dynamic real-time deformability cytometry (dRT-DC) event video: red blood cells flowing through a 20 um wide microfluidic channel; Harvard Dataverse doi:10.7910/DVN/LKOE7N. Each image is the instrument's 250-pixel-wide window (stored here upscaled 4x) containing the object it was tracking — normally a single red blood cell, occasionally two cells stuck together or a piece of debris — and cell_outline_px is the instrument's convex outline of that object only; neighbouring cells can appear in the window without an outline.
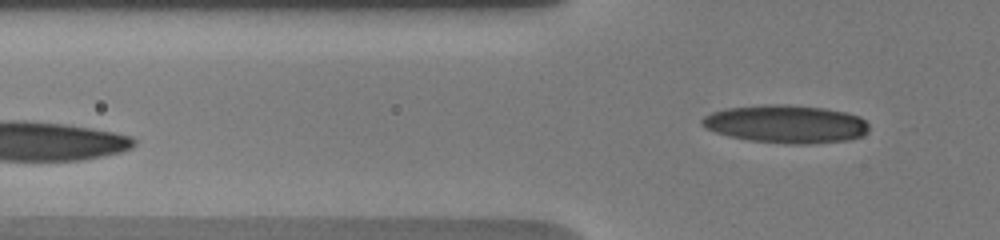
{"species": "human", "species_latin": "Homo sapiens", "temperature_condition": "warm", "stored_images_in_passage": 11, "segment_of_instrument_passage": [2, 2], "camera_frame_rate_fps": 3000, "um_per_image_px": 0.085, "donor": {"sex": "male"}, "frame": {"image": 1, "passage_image": 11, "time_ms": 4.333, "image_size_px": [1000, 240], "cell_outline_px": [[868, 132], [860, 136], [848, 140], [808, 144], [788, 144], [752, 140], [728, 136], [704, 128], [700, 124], [700, 120], [704, 116], [712, 112], [724, 108], [764, 104], [784, 104], [824, 108], [844, 112], [860, 116], [868, 124]], "centroid_in_image_um": [66.77, 10.53], "position_along_channel_um": 59.0, "area_um2": 37.11}}